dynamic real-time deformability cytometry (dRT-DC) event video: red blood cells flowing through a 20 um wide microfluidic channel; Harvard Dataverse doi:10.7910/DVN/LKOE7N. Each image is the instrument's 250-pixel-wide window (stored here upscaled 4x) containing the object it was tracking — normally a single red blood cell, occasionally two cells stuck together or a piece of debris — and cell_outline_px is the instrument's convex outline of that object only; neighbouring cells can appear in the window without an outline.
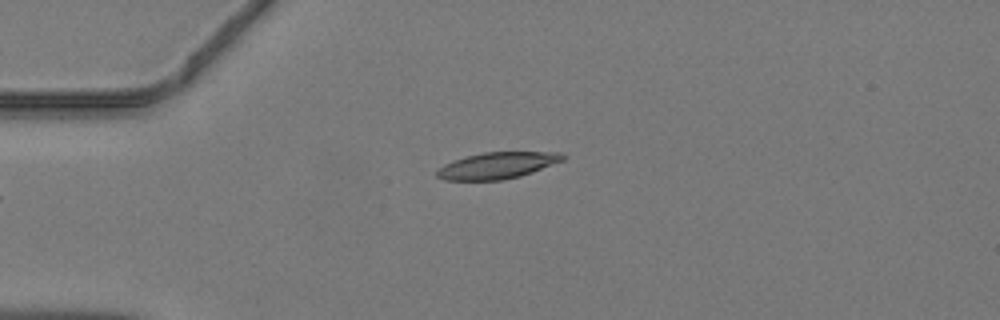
{"species": "common noctule bat (a hibernating species)", "species_latin": "Nyctalus noctula", "temperature_condition": "warm", "stored_images_in_passage": 31, "camera_frame_rate_fps": 3000, "um_per_image_px": 0.085, "animal": {"sex": "male", "body_mass_g": 19.2, "forearm_length_mm": 51.8}, "frame": {"image": 1, "passage_image": 1, "time_ms": 0.0, "image_size_px": [1000, 320], "cell_outline_px": [[568, 156], [564, 160], [532, 172], [520, 176], [500, 180], [444, 180], [436, 176], [436, 172], [444, 164], [452, 160], [484, 152], [560, 152]], "centroid_in_image_um": [42.28, 14.06], "position_along_channel_um": 42.7, "area_um2": 19.36}}
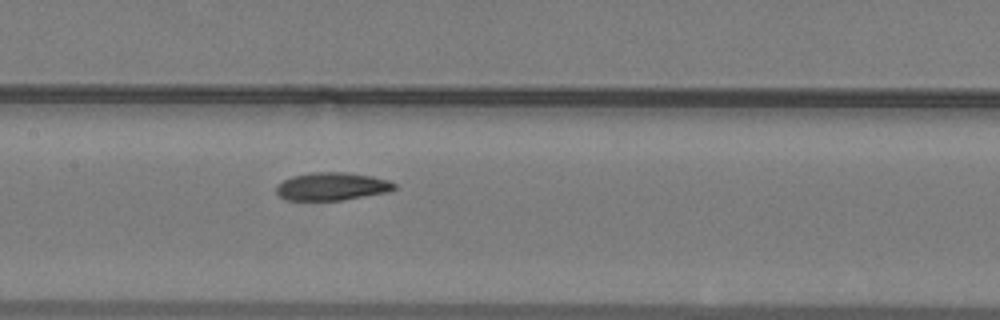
{"frame": {"image": 2, "passage_image": 12, "time_ms": 3.667, "image_size_px": [1000, 320], "cell_outline_px": [[396, 188], [388, 192], [344, 200], [284, 200], [276, 192], [276, 184], [292, 176], [312, 172], [344, 172], [372, 176], [388, 180], [396, 184]], "centroid_in_image_um": [28.2, 15.85], "position_along_channel_um": 179.2, "area_um2": 19.31}}
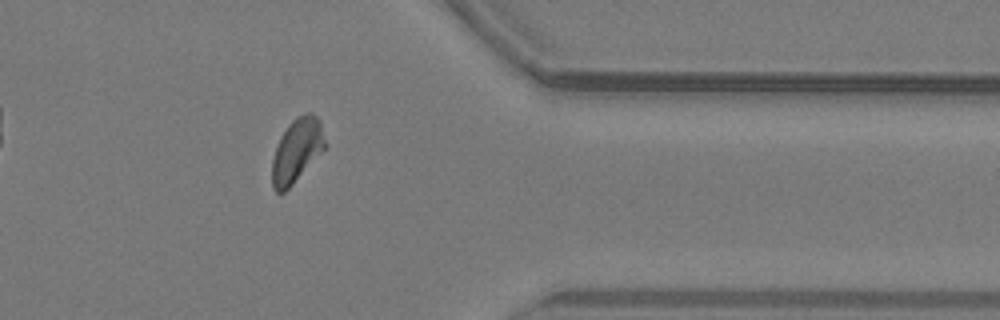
{"frame": {"image": 3, "passage_image": 27, "time_ms": 8.667, "image_size_px": [1000, 320], "cell_outline_px": [[328, 144], [292, 184], [284, 192], [276, 192], [272, 188], [272, 160], [280, 136], [288, 124], [296, 116], [304, 112], [312, 112], [320, 120]], "centroid_in_image_um": [25.24, 12.73], "position_along_channel_um": 386.2, "area_um2": 19.71}}